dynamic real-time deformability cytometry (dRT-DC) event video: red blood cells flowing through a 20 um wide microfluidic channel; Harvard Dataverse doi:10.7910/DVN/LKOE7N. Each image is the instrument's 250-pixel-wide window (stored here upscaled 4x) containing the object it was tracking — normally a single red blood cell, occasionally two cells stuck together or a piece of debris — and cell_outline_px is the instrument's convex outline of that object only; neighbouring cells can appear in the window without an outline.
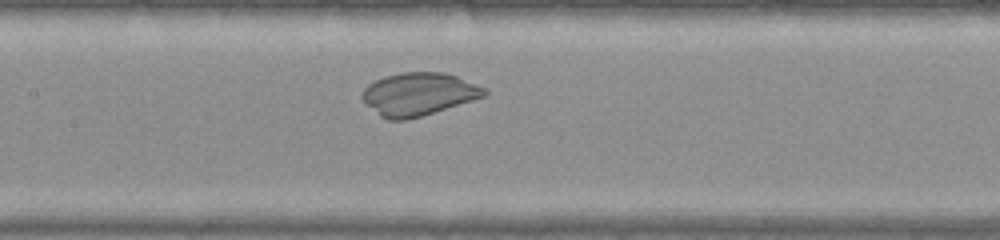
{"species": "common noctule bat (a hibernating species)", "species_latin": "Nyctalus noctula", "temperature_condition": "warm", "stored_images_in_passage": 31, "camera_frame_rate_fps": 3000, "um_per_image_px": 0.085, "animal": {"sex": "female", "body_mass_g": 22.0, "forearm_length_mm": 56.7}, "frame": {"image": 1, "passage_image": 13, "time_ms": 4.0, "image_size_px": [1000, 240], "cell_outline_px": [[488, 92], [484, 96], [408, 120], [388, 120], [380, 116], [360, 96], [364, 88], [368, 84], [384, 76], [400, 72], [444, 72], [456, 76], [488, 88]], "centroid_in_image_um": [35.57, 7.98], "position_along_channel_um": 171.8, "area_um2": 30.29}}
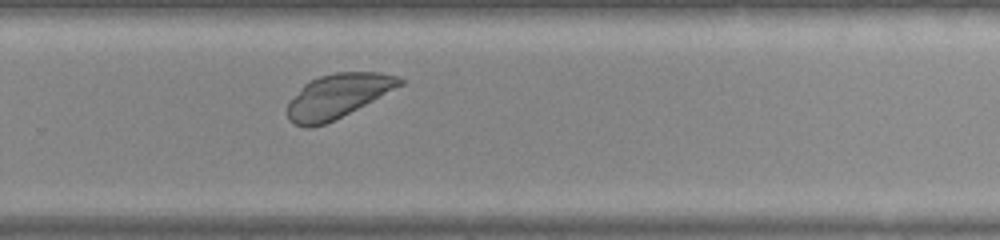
{"frame": {"image": 2, "passage_image": 23, "time_ms": 7.333, "image_size_px": [1000, 240], "cell_outline_px": [[404, 84], [324, 124], [312, 128], [304, 128], [288, 120], [288, 104], [300, 88], [304, 84], [320, 76], [336, 72], [380, 72], [396, 76], [404, 80]], "centroid_in_image_um": [28.69, 8.15], "position_along_channel_um": 301.1, "area_um2": 28.21}}
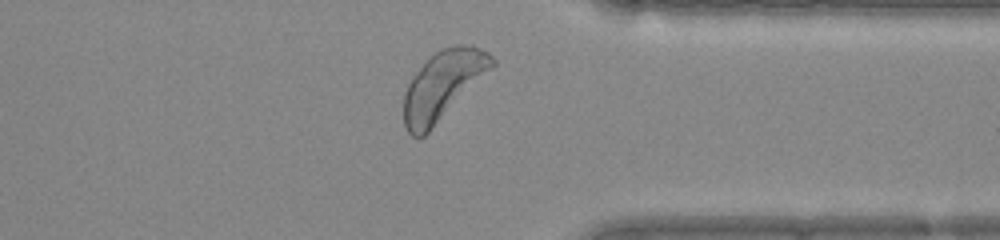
{"frame": {"image": 3, "passage_image": 29, "time_ms": 9.333, "image_size_px": [1000, 240], "cell_outline_px": [[496, 64], [424, 136], [416, 140], [408, 132], [404, 124], [404, 92], [412, 76], [440, 48], [456, 44], [472, 44], [488, 52], [496, 60]], "centroid_in_image_um": [37.64, 7.24], "position_along_channel_um": 373.8, "area_um2": 34.97}}